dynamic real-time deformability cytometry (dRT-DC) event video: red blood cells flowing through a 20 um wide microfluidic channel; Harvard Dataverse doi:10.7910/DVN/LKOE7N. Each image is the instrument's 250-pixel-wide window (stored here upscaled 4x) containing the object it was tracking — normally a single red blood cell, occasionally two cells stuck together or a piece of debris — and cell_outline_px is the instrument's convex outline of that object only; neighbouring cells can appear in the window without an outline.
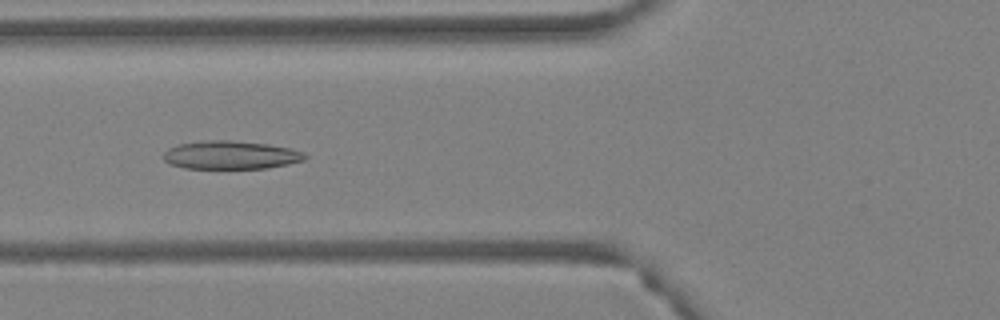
{"species": "Egyptian fruit bat (a non-hibernating species)", "species_latin": "Rousettus aegyptiacus", "temperature_condition": "warm", "stored_images_in_passage": 46, "camera_frame_rate_fps": 3000, "um_per_image_px": 0.085, "animal": {"sex": "female"}, "frame": {"image": 1, "passage_image": 14, "time_ms": 4.333, "image_size_px": [1000, 320], "cell_outline_px": [[308, 156], [304, 160], [288, 164], [268, 168], [184, 168], [172, 164], [164, 160], [164, 152], [168, 148], [176, 144], [204, 140], [232, 140], [268, 144], [292, 148], [304, 152]], "centroid_in_image_um": [19.63, 13.16], "position_along_channel_um": 106.2, "area_um2": 23.47}}
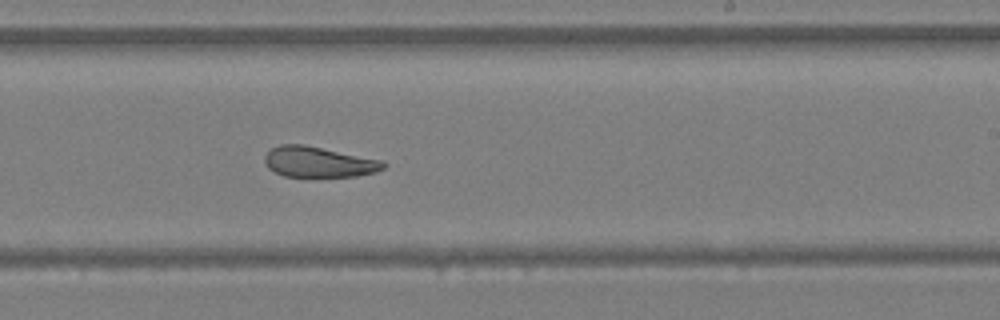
{"frame": {"image": 2, "passage_image": 26, "time_ms": 8.333, "image_size_px": [1000, 320], "cell_outline_px": [[388, 164], [384, 168], [376, 172], [356, 176], [284, 176], [268, 168], [264, 160], [264, 156], [272, 148], [280, 144], [304, 144], [384, 160]], "centroid_in_image_um": [27.12, 13.75], "position_along_channel_um": 261.9, "area_um2": 21.21}}
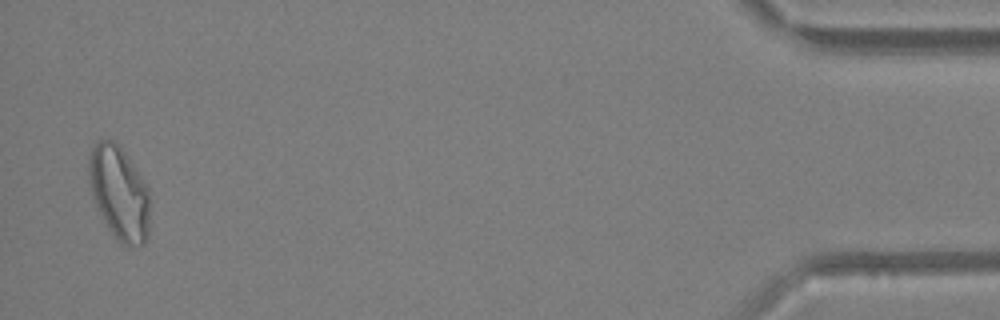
{"frame": {"image": 3, "passage_image": 45, "time_ms": 14.667, "image_size_px": [1000, 320], "cell_outline_px": [[148, 236], [144, 244], [124, 244], [116, 240], [108, 228], [96, 208], [88, 184], [88, 160], [92, 148], [100, 140], [112, 140], [120, 144], [148, 188]], "centroid_in_image_um": [10.09, 16.38], "position_along_channel_um": 425.1, "area_um2": 33.23}, "authors_computed_cell_mechanics": {"area_um2": 25.0274, "velocity_mm_per_s": 3.9004, "shape_relaxation_time_tau1_ms": 10.2202, "shape_relaxation_time_tau2_ms": 3.5151, "deformation_change_tau1": 0.217, "deformation_change_tau2": 0.1116}}